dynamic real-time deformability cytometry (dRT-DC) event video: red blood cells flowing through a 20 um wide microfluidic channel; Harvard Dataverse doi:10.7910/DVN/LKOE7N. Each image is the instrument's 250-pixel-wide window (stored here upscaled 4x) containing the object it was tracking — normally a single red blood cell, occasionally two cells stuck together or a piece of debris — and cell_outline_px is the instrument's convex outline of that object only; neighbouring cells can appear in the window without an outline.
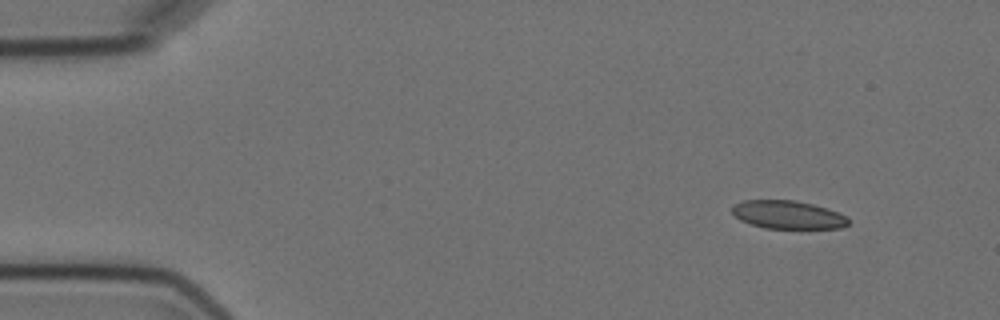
{"species": "Egyptian fruit bat (a non-hibernating species)", "species_latin": "Rousettus aegyptiacus", "temperature_condition": "cold", "stored_images_in_passage": 4, "camera_frame_rate_fps": 3000, "um_per_image_px": 0.085, "animal": {"sex": "female"}, "frame": {"image": 1, "passage_image": 1, "time_ms": 0.0, "image_size_px": [1000, 320], "cell_outline_px": [[848, 224], [840, 228], [764, 228], [740, 220], [732, 212], [732, 208], [736, 204], [744, 200], [796, 200], [828, 208], [848, 216]], "centroid_in_image_um": [67.0, 18.25], "position_along_channel_um": 18.0, "area_um2": 19.02}}
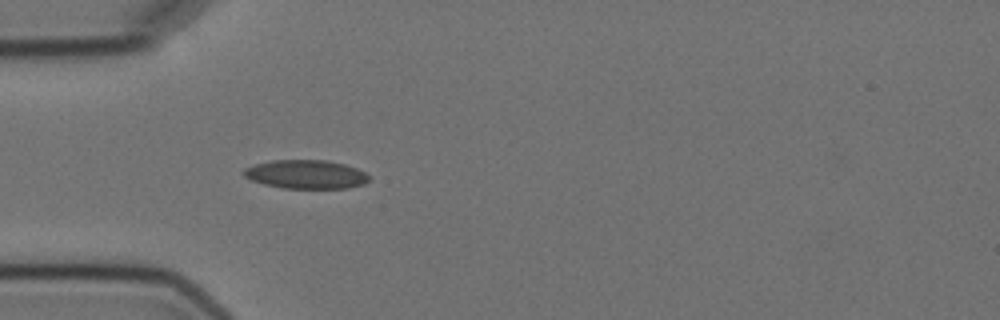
{"frame": {"image": 2, "passage_image": 4, "time_ms": 3.667, "image_size_px": [1000, 320], "cell_outline_px": [[368, 180], [364, 184], [348, 188], [280, 188], [264, 184], [252, 180], [244, 176], [240, 172], [244, 168], [256, 164], [272, 160], [324, 160], [344, 164], [356, 168], [364, 172], [368, 176]], "centroid_in_image_um": [25.97, 14.82], "position_along_channel_um": 59.0, "area_um2": 20.92}}